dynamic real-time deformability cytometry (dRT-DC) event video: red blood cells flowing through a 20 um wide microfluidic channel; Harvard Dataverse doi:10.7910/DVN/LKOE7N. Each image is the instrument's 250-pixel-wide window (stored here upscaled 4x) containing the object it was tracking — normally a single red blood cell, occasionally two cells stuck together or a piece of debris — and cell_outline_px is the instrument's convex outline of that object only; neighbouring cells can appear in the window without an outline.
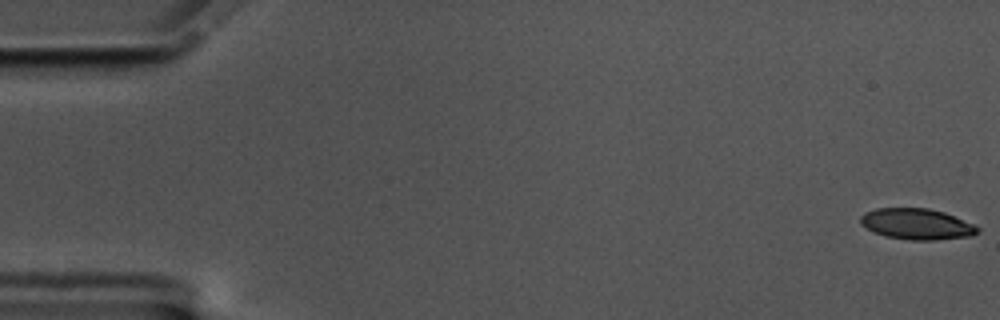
{"species": "common noctule bat (a hibernating species)", "species_latin": "Nyctalus noctula", "temperature_condition": "cold", "stored_images_in_passage": 55, "camera_frame_rate_fps": 3000, "um_per_image_px": 0.085, "animal": {"sex": "male", "body_mass_g": 17.5, "forearm_length_mm": 52.3}, "frame": {"image": 1, "passage_image": 1, "time_ms": 0.0, "image_size_px": [1000, 320], "cell_outline_px": [[980, 232], [972, 236], [932, 240], [912, 240], [884, 236], [860, 224], [860, 216], [864, 212], [876, 208], [928, 208], [944, 212], [972, 224], [980, 228]], "centroid_in_image_um": [77.92, 19.04], "position_along_channel_um": 7.1, "area_um2": 21.04}}
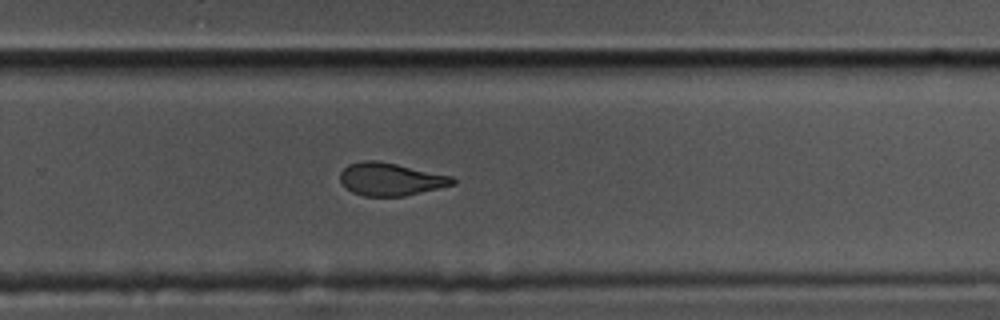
{"frame": {"image": 2, "passage_image": 38, "time_ms": 12.333, "image_size_px": [1000, 320], "cell_outline_px": [[456, 184], [404, 196], [364, 196], [352, 192], [340, 180], [340, 172], [348, 164], [360, 160], [376, 160], [396, 164], [452, 176], [456, 180]], "centroid_in_image_um": [33.2, 15.22], "position_along_channel_um": 296.6, "area_um2": 21.39}}
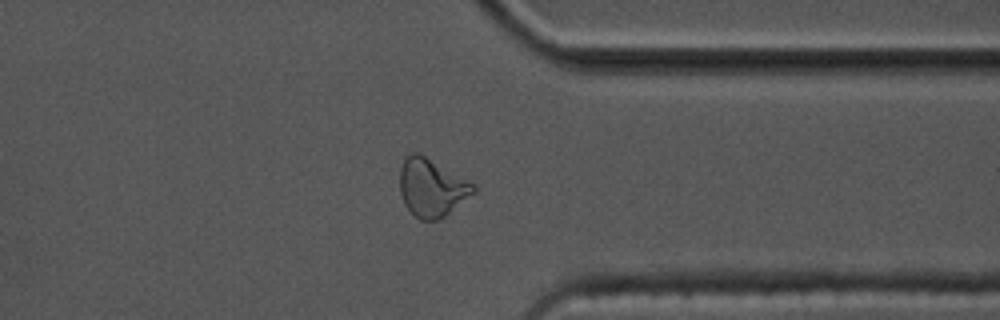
{"frame": {"image": 3, "passage_image": 45, "time_ms": 14.667, "image_size_px": [1000, 320], "cell_outline_px": [[476, 192], [444, 216], [436, 220], [420, 220], [404, 204], [400, 192], [400, 168], [404, 156], [412, 152], [420, 152], [476, 184]], "centroid_in_image_um": [36.69, 15.9], "position_along_channel_um": 374.7, "area_um2": 25.09}, "authors_computed_cell_mechanics": {"area_um2": 22.5998, "velocity_mm_per_s": 3.5096, "shape_relaxation_time_tau1_ms": 6.1967, "shape_relaxation_time_tau2_ms": 2.7897, "deformation_change_tau1": 0.1768, "deformation_change_tau2": 0.0843}}